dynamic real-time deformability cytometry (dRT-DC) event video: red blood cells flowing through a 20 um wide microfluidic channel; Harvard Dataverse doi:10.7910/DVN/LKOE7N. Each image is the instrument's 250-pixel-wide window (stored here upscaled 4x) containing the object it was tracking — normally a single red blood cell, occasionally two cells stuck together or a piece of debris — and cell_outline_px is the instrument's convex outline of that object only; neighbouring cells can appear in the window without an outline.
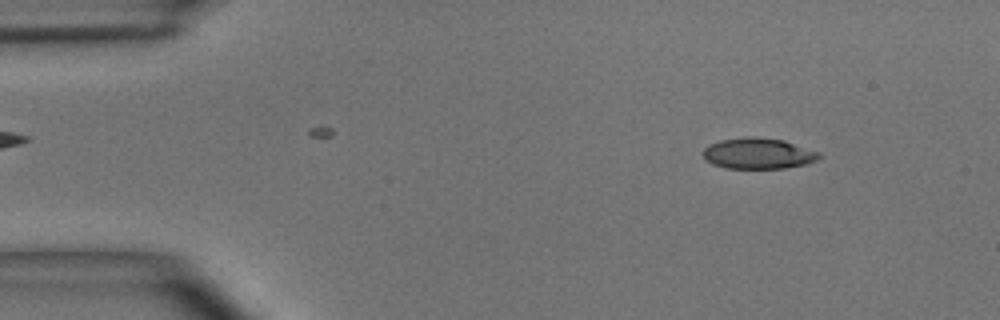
{"species": "common noctule bat (a hibernating species)", "species_latin": "Nyctalus noctula", "temperature_condition": "room temperature", "stored_images_in_passage": 45, "camera_frame_rate_fps": 3000, "um_per_image_px": 0.085, "animal": {"sex": "male", "body_mass_g": 15.6}, "frame": {"image": 1, "passage_image": 1, "time_ms": 0.0, "image_size_px": [1000, 320], "cell_outline_px": [[824, 156], [808, 164], [784, 168], [728, 168], [712, 164], [700, 152], [708, 144], [720, 140], [748, 136], [752, 136], [784, 140], [820, 152]], "centroid_in_image_um": [64.47, 13.04], "position_along_channel_um": 20.5, "area_um2": 21.1}}
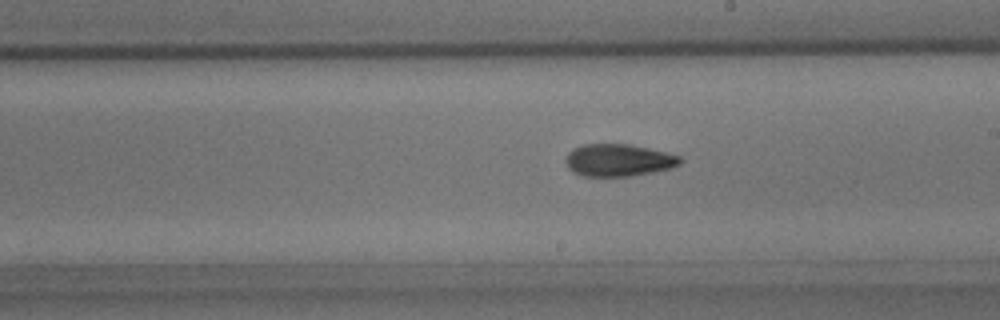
{"frame": {"image": 2, "passage_image": 23, "time_ms": 7.333, "image_size_px": [1000, 320], "cell_outline_px": [[684, 160], [680, 164], [672, 168], [652, 172], [628, 176], [584, 176], [572, 172], [568, 168], [564, 160], [568, 152], [572, 148], [584, 144], [628, 144], [648, 148], [680, 156]], "centroid_in_image_um": [52.54, 13.61], "position_along_channel_um": 236.5, "area_um2": 21.62}}
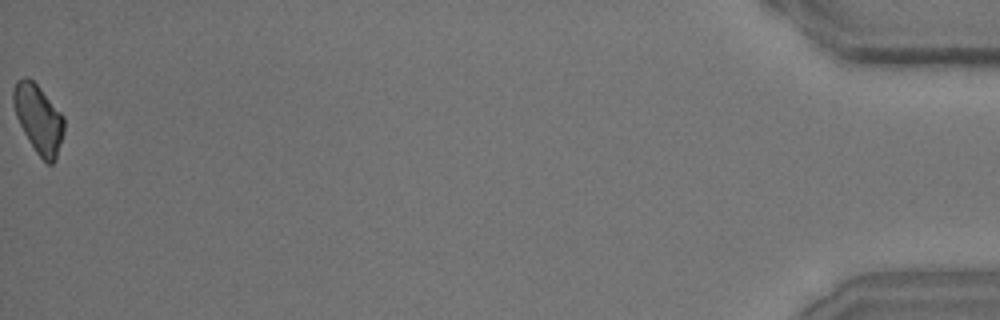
{"frame": {"image": 3, "passage_image": 45, "time_ms": 14.667, "image_size_px": [1000, 320], "cell_outline_px": [[64, 128], [56, 160], [52, 164], [48, 164], [36, 152], [24, 132], [16, 116], [12, 100], [12, 92], [16, 80], [24, 76], [32, 80], [40, 88], [64, 116]], "centroid_in_image_um": [3.26, 10.08], "position_along_channel_um": 431.9, "area_um2": 20.0}, "authors_computed_cell_mechanics": {"area_um2": 21.1548, "velocity_mm_per_s": 3.9945, "shape_relaxation_time_tau1_ms": 5.8223, "shape_relaxation_time_tau2_ms": 2.7466, "deformation_change_tau1": 0.1483, "deformation_change_tau2": 0.0904}}